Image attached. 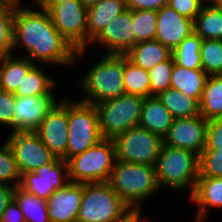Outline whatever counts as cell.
I'll return each mask as SVG.
<instances>
[{
  "label": "cell",
  "mask_w": 222,
  "mask_h": 222,
  "mask_svg": "<svg viewBox=\"0 0 222 222\" xmlns=\"http://www.w3.org/2000/svg\"><path fill=\"white\" fill-rule=\"evenodd\" d=\"M127 9L158 11L167 5V0H125Z\"/></svg>",
  "instance_id": "60d3db41"
},
{
  "label": "cell",
  "mask_w": 222,
  "mask_h": 222,
  "mask_svg": "<svg viewBox=\"0 0 222 222\" xmlns=\"http://www.w3.org/2000/svg\"><path fill=\"white\" fill-rule=\"evenodd\" d=\"M157 14L155 39L167 46L171 51L178 47L181 41L194 32V21L180 15L168 5L163 6Z\"/></svg>",
  "instance_id": "e0dca14e"
},
{
  "label": "cell",
  "mask_w": 222,
  "mask_h": 222,
  "mask_svg": "<svg viewBox=\"0 0 222 222\" xmlns=\"http://www.w3.org/2000/svg\"><path fill=\"white\" fill-rule=\"evenodd\" d=\"M58 101L55 94L15 96L13 131L35 132Z\"/></svg>",
  "instance_id": "5bb4252c"
},
{
  "label": "cell",
  "mask_w": 222,
  "mask_h": 222,
  "mask_svg": "<svg viewBox=\"0 0 222 222\" xmlns=\"http://www.w3.org/2000/svg\"><path fill=\"white\" fill-rule=\"evenodd\" d=\"M46 0H35V3H37L38 7H40Z\"/></svg>",
  "instance_id": "681fc988"
},
{
  "label": "cell",
  "mask_w": 222,
  "mask_h": 222,
  "mask_svg": "<svg viewBox=\"0 0 222 222\" xmlns=\"http://www.w3.org/2000/svg\"><path fill=\"white\" fill-rule=\"evenodd\" d=\"M15 57L11 55L0 59V89L10 93L16 91L26 74L36 65L26 57Z\"/></svg>",
  "instance_id": "cb8c5ba5"
},
{
  "label": "cell",
  "mask_w": 222,
  "mask_h": 222,
  "mask_svg": "<svg viewBox=\"0 0 222 222\" xmlns=\"http://www.w3.org/2000/svg\"><path fill=\"white\" fill-rule=\"evenodd\" d=\"M67 161L99 143L103 137L94 104L68 99Z\"/></svg>",
  "instance_id": "ba28073f"
},
{
  "label": "cell",
  "mask_w": 222,
  "mask_h": 222,
  "mask_svg": "<svg viewBox=\"0 0 222 222\" xmlns=\"http://www.w3.org/2000/svg\"><path fill=\"white\" fill-rule=\"evenodd\" d=\"M0 222H26L15 199L11 201L0 217Z\"/></svg>",
  "instance_id": "b9f144b4"
},
{
  "label": "cell",
  "mask_w": 222,
  "mask_h": 222,
  "mask_svg": "<svg viewBox=\"0 0 222 222\" xmlns=\"http://www.w3.org/2000/svg\"><path fill=\"white\" fill-rule=\"evenodd\" d=\"M116 160L155 166L163 145V138L138 126L113 139Z\"/></svg>",
  "instance_id": "30bf717a"
},
{
  "label": "cell",
  "mask_w": 222,
  "mask_h": 222,
  "mask_svg": "<svg viewBox=\"0 0 222 222\" xmlns=\"http://www.w3.org/2000/svg\"><path fill=\"white\" fill-rule=\"evenodd\" d=\"M199 176L222 177V148L202 151L199 155Z\"/></svg>",
  "instance_id": "8d00e7d4"
},
{
  "label": "cell",
  "mask_w": 222,
  "mask_h": 222,
  "mask_svg": "<svg viewBox=\"0 0 222 222\" xmlns=\"http://www.w3.org/2000/svg\"><path fill=\"white\" fill-rule=\"evenodd\" d=\"M202 70L208 75H222V40L203 39L200 47Z\"/></svg>",
  "instance_id": "1f68e13d"
},
{
  "label": "cell",
  "mask_w": 222,
  "mask_h": 222,
  "mask_svg": "<svg viewBox=\"0 0 222 222\" xmlns=\"http://www.w3.org/2000/svg\"><path fill=\"white\" fill-rule=\"evenodd\" d=\"M194 32L202 39L222 40V10L217 6L203 5L194 20Z\"/></svg>",
  "instance_id": "83f0119b"
},
{
  "label": "cell",
  "mask_w": 222,
  "mask_h": 222,
  "mask_svg": "<svg viewBox=\"0 0 222 222\" xmlns=\"http://www.w3.org/2000/svg\"><path fill=\"white\" fill-rule=\"evenodd\" d=\"M40 7L48 11L54 27L76 51V63L87 51V8L80 0L42 4Z\"/></svg>",
  "instance_id": "9c48e42d"
},
{
  "label": "cell",
  "mask_w": 222,
  "mask_h": 222,
  "mask_svg": "<svg viewBox=\"0 0 222 222\" xmlns=\"http://www.w3.org/2000/svg\"><path fill=\"white\" fill-rule=\"evenodd\" d=\"M208 120L197 115L192 118L174 119L163 144L188 149L200 155L206 146Z\"/></svg>",
  "instance_id": "9a60e30c"
},
{
  "label": "cell",
  "mask_w": 222,
  "mask_h": 222,
  "mask_svg": "<svg viewBox=\"0 0 222 222\" xmlns=\"http://www.w3.org/2000/svg\"><path fill=\"white\" fill-rule=\"evenodd\" d=\"M167 5L193 21L203 6L200 0H167Z\"/></svg>",
  "instance_id": "f35d334b"
},
{
  "label": "cell",
  "mask_w": 222,
  "mask_h": 222,
  "mask_svg": "<svg viewBox=\"0 0 222 222\" xmlns=\"http://www.w3.org/2000/svg\"><path fill=\"white\" fill-rule=\"evenodd\" d=\"M156 178L160 189L194 192L199 177V155L191 150L163 144L157 159Z\"/></svg>",
  "instance_id": "3957f363"
},
{
  "label": "cell",
  "mask_w": 222,
  "mask_h": 222,
  "mask_svg": "<svg viewBox=\"0 0 222 222\" xmlns=\"http://www.w3.org/2000/svg\"><path fill=\"white\" fill-rule=\"evenodd\" d=\"M123 82L125 92L140 95L144 98L151 96V85L148 70H145L124 55Z\"/></svg>",
  "instance_id": "f546056e"
},
{
  "label": "cell",
  "mask_w": 222,
  "mask_h": 222,
  "mask_svg": "<svg viewBox=\"0 0 222 222\" xmlns=\"http://www.w3.org/2000/svg\"><path fill=\"white\" fill-rule=\"evenodd\" d=\"M200 2H201L203 5L216 6V4L219 2V0H200Z\"/></svg>",
  "instance_id": "7dc6e473"
},
{
  "label": "cell",
  "mask_w": 222,
  "mask_h": 222,
  "mask_svg": "<svg viewBox=\"0 0 222 222\" xmlns=\"http://www.w3.org/2000/svg\"><path fill=\"white\" fill-rule=\"evenodd\" d=\"M222 148V117L208 120L204 149Z\"/></svg>",
  "instance_id": "ab89813d"
},
{
  "label": "cell",
  "mask_w": 222,
  "mask_h": 222,
  "mask_svg": "<svg viewBox=\"0 0 222 222\" xmlns=\"http://www.w3.org/2000/svg\"><path fill=\"white\" fill-rule=\"evenodd\" d=\"M124 55L105 54L80 80L85 92L80 101L96 104L126 93L123 82Z\"/></svg>",
  "instance_id": "277c9868"
},
{
  "label": "cell",
  "mask_w": 222,
  "mask_h": 222,
  "mask_svg": "<svg viewBox=\"0 0 222 222\" xmlns=\"http://www.w3.org/2000/svg\"><path fill=\"white\" fill-rule=\"evenodd\" d=\"M35 133L57 158L67 161L69 134L67 99H61L54 105Z\"/></svg>",
  "instance_id": "4fadbf2b"
},
{
  "label": "cell",
  "mask_w": 222,
  "mask_h": 222,
  "mask_svg": "<svg viewBox=\"0 0 222 222\" xmlns=\"http://www.w3.org/2000/svg\"><path fill=\"white\" fill-rule=\"evenodd\" d=\"M174 62V58L171 55L167 60L158 63L148 70L151 85V96H157L159 93L171 87V74Z\"/></svg>",
  "instance_id": "d590c367"
},
{
  "label": "cell",
  "mask_w": 222,
  "mask_h": 222,
  "mask_svg": "<svg viewBox=\"0 0 222 222\" xmlns=\"http://www.w3.org/2000/svg\"><path fill=\"white\" fill-rule=\"evenodd\" d=\"M0 3L10 4L13 6H20L21 0H0Z\"/></svg>",
  "instance_id": "bcb514c9"
},
{
  "label": "cell",
  "mask_w": 222,
  "mask_h": 222,
  "mask_svg": "<svg viewBox=\"0 0 222 222\" xmlns=\"http://www.w3.org/2000/svg\"><path fill=\"white\" fill-rule=\"evenodd\" d=\"M134 21L135 45L154 40L156 36L157 14L153 10H132Z\"/></svg>",
  "instance_id": "836d02e7"
},
{
  "label": "cell",
  "mask_w": 222,
  "mask_h": 222,
  "mask_svg": "<svg viewBox=\"0 0 222 222\" xmlns=\"http://www.w3.org/2000/svg\"><path fill=\"white\" fill-rule=\"evenodd\" d=\"M216 6L222 10V0H219V2L216 4Z\"/></svg>",
  "instance_id": "f907efd6"
},
{
  "label": "cell",
  "mask_w": 222,
  "mask_h": 222,
  "mask_svg": "<svg viewBox=\"0 0 222 222\" xmlns=\"http://www.w3.org/2000/svg\"><path fill=\"white\" fill-rule=\"evenodd\" d=\"M83 197V184L69 182L55 190L47 199L50 222H71L79 215Z\"/></svg>",
  "instance_id": "ac0fdd59"
},
{
  "label": "cell",
  "mask_w": 222,
  "mask_h": 222,
  "mask_svg": "<svg viewBox=\"0 0 222 222\" xmlns=\"http://www.w3.org/2000/svg\"><path fill=\"white\" fill-rule=\"evenodd\" d=\"M125 55L135 65L150 70L158 63L167 60L172 51L154 39L137 43Z\"/></svg>",
  "instance_id": "603a6c76"
},
{
  "label": "cell",
  "mask_w": 222,
  "mask_h": 222,
  "mask_svg": "<svg viewBox=\"0 0 222 222\" xmlns=\"http://www.w3.org/2000/svg\"><path fill=\"white\" fill-rule=\"evenodd\" d=\"M127 9L125 0H100L87 9V46L117 16Z\"/></svg>",
  "instance_id": "d6986e66"
},
{
  "label": "cell",
  "mask_w": 222,
  "mask_h": 222,
  "mask_svg": "<svg viewBox=\"0 0 222 222\" xmlns=\"http://www.w3.org/2000/svg\"><path fill=\"white\" fill-rule=\"evenodd\" d=\"M15 186L0 183V217L14 199Z\"/></svg>",
  "instance_id": "7bdbcfd3"
},
{
  "label": "cell",
  "mask_w": 222,
  "mask_h": 222,
  "mask_svg": "<svg viewBox=\"0 0 222 222\" xmlns=\"http://www.w3.org/2000/svg\"><path fill=\"white\" fill-rule=\"evenodd\" d=\"M15 95L0 89V124L13 131Z\"/></svg>",
  "instance_id": "74e56055"
},
{
  "label": "cell",
  "mask_w": 222,
  "mask_h": 222,
  "mask_svg": "<svg viewBox=\"0 0 222 222\" xmlns=\"http://www.w3.org/2000/svg\"><path fill=\"white\" fill-rule=\"evenodd\" d=\"M115 161L113 139H102L67 161L69 181L79 184L107 182Z\"/></svg>",
  "instance_id": "5b68a950"
},
{
  "label": "cell",
  "mask_w": 222,
  "mask_h": 222,
  "mask_svg": "<svg viewBox=\"0 0 222 222\" xmlns=\"http://www.w3.org/2000/svg\"><path fill=\"white\" fill-rule=\"evenodd\" d=\"M129 206L107 182L84 183L78 220L83 222H118Z\"/></svg>",
  "instance_id": "52a82bcc"
},
{
  "label": "cell",
  "mask_w": 222,
  "mask_h": 222,
  "mask_svg": "<svg viewBox=\"0 0 222 222\" xmlns=\"http://www.w3.org/2000/svg\"><path fill=\"white\" fill-rule=\"evenodd\" d=\"M15 6L0 3V59L13 55Z\"/></svg>",
  "instance_id": "d6a6232c"
},
{
  "label": "cell",
  "mask_w": 222,
  "mask_h": 222,
  "mask_svg": "<svg viewBox=\"0 0 222 222\" xmlns=\"http://www.w3.org/2000/svg\"><path fill=\"white\" fill-rule=\"evenodd\" d=\"M107 50L106 54L125 55L135 45L132 10L126 9L114 18L91 42Z\"/></svg>",
  "instance_id": "2e32d148"
},
{
  "label": "cell",
  "mask_w": 222,
  "mask_h": 222,
  "mask_svg": "<svg viewBox=\"0 0 222 222\" xmlns=\"http://www.w3.org/2000/svg\"><path fill=\"white\" fill-rule=\"evenodd\" d=\"M68 0H46L43 4H60V3H64ZM71 1V0H69Z\"/></svg>",
  "instance_id": "c3c4849f"
},
{
  "label": "cell",
  "mask_w": 222,
  "mask_h": 222,
  "mask_svg": "<svg viewBox=\"0 0 222 222\" xmlns=\"http://www.w3.org/2000/svg\"><path fill=\"white\" fill-rule=\"evenodd\" d=\"M43 70L35 65L26 74L13 94L19 97L54 94L53 88L56 86V81Z\"/></svg>",
  "instance_id": "4316f807"
},
{
  "label": "cell",
  "mask_w": 222,
  "mask_h": 222,
  "mask_svg": "<svg viewBox=\"0 0 222 222\" xmlns=\"http://www.w3.org/2000/svg\"><path fill=\"white\" fill-rule=\"evenodd\" d=\"M68 162L55 158L34 172L21 174L19 187L38 198L47 199L69 183Z\"/></svg>",
  "instance_id": "7c38bea8"
},
{
  "label": "cell",
  "mask_w": 222,
  "mask_h": 222,
  "mask_svg": "<svg viewBox=\"0 0 222 222\" xmlns=\"http://www.w3.org/2000/svg\"><path fill=\"white\" fill-rule=\"evenodd\" d=\"M190 199L200 206L194 222H203L208 207H222V177L199 176Z\"/></svg>",
  "instance_id": "ffe728a7"
},
{
  "label": "cell",
  "mask_w": 222,
  "mask_h": 222,
  "mask_svg": "<svg viewBox=\"0 0 222 222\" xmlns=\"http://www.w3.org/2000/svg\"><path fill=\"white\" fill-rule=\"evenodd\" d=\"M71 222H83V221L76 219V220H73Z\"/></svg>",
  "instance_id": "816d5d0a"
},
{
  "label": "cell",
  "mask_w": 222,
  "mask_h": 222,
  "mask_svg": "<svg viewBox=\"0 0 222 222\" xmlns=\"http://www.w3.org/2000/svg\"><path fill=\"white\" fill-rule=\"evenodd\" d=\"M141 208L139 207H129L124 215V220L126 222H149L147 219L141 218ZM142 219V221H141Z\"/></svg>",
  "instance_id": "ee69618b"
},
{
  "label": "cell",
  "mask_w": 222,
  "mask_h": 222,
  "mask_svg": "<svg viewBox=\"0 0 222 222\" xmlns=\"http://www.w3.org/2000/svg\"><path fill=\"white\" fill-rule=\"evenodd\" d=\"M3 143L0 145V183L7 185L13 183L12 185L17 187L20 184L21 174L11 147L7 141Z\"/></svg>",
  "instance_id": "e575fe53"
},
{
  "label": "cell",
  "mask_w": 222,
  "mask_h": 222,
  "mask_svg": "<svg viewBox=\"0 0 222 222\" xmlns=\"http://www.w3.org/2000/svg\"><path fill=\"white\" fill-rule=\"evenodd\" d=\"M6 141L13 151L20 174L34 172L56 158L35 132L12 131Z\"/></svg>",
  "instance_id": "8fae6325"
},
{
  "label": "cell",
  "mask_w": 222,
  "mask_h": 222,
  "mask_svg": "<svg viewBox=\"0 0 222 222\" xmlns=\"http://www.w3.org/2000/svg\"><path fill=\"white\" fill-rule=\"evenodd\" d=\"M107 183L129 207H139L144 199L160 190L155 166L119 160L115 161Z\"/></svg>",
  "instance_id": "7a4b0ae2"
},
{
  "label": "cell",
  "mask_w": 222,
  "mask_h": 222,
  "mask_svg": "<svg viewBox=\"0 0 222 222\" xmlns=\"http://www.w3.org/2000/svg\"><path fill=\"white\" fill-rule=\"evenodd\" d=\"M14 199L18 203L26 222H50L45 199L38 198L19 186L15 188Z\"/></svg>",
  "instance_id": "f1b7e54d"
},
{
  "label": "cell",
  "mask_w": 222,
  "mask_h": 222,
  "mask_svg": "<svg viewBox=\"0 0 222 222\" xmlns=\"http://www.w3.org/2000/svg\"><path fill=\"white\" fill-rule=\"evenodd\" d=\"M199 107L206 120L222 117V75H209Z\"/></svg>",
  "instance_id": "484cf974"
},
{
  "label": "cell",
  "mask_w": 222,
  "mask_h": 222,
  "mask_svg": "<svg viewBox=\"0 0 222 222\" xmlns=\"http://www.w3.org/2000/svg\"><path fill=\"white\" fill-rule=\"evenodd\" d=\"M85 8L92 7L96 5L100 0H80Z\"/></svg>",
  "instance_id": "f6af8a7d"
},
{
  "label": "cell",
  "mask_w": 222,
  "mask_h": 222,
  "mask_svg": "<svg viewBox=\"0 0 222 222\" xmlns=\"http://www.w3.org/2000/svg\"><path fill=\"white\" fill-rule=\"evenodd\" d=\"M144 97L124 93L95 105L103 139H114L128 129L138 126Z\"/></svg>",
  "instance_id": "8992f818"
},
{
  "label": "cell",
  "mask_w": 222,
  "mask_h": 222,
  "mask_svg": "<svg viewBox=\"0 0 222 222\" xmlns=\"http://www.w3.org/2000/svg\"><path fill=\"white\" fill-rule=\"evenodd\" d=\"M39 8L15 6L13 51L23 47L26 58L35 64L74 66L76 51L54 27L48 11Z\"/></svg>",
  "instance_id": "6da1fadb"
},
{
  "label": "cell",
  "mask_w": 222,
  "mask_h": 222,
  "mask_svg": "<svg viewBox=\"0 0 222 222\" xmlns=\"http://www.w3.org/2000/svg\"><path fill=\"white\" fill-rule=\"evenodd\" d=\"M202 40L195 32L183 39L180 45L172 51L175 63L189 69H202L200 58Z\"/></svg>",
  "instance_id": "4dcf8cb0"
},
{
  "label": "cell",
  "mask_w": 222,
  "mask_h": 222,
  "mask_svg": "<svg viewBox=\"0 0 222 222\" xmlns=\"http://www.w3.org/2000/svg\"><path fill=\"white\" fill-rule=\"evenodd\" d=\"M208 77L209 75L202 69H189L174 62L170 88L179 90L200 102Z\"/></svg>",
  "instance_id": "7402d4cb"
},
{
  "label": "cell",
  "mask_w": 222,
  "mask_h": 222,
  "mask_svg": "<svg viewBox=\"0 0 222 222\" xmlns=\"http://www.w3.org/2000/svg\"><path fill=\"white\" fill-rule=\"evenodd\" d=\"M174 121L173 115L164 107L157 96L144 98L138 125L162 138Z\"/></svg>",
  "instance_id": "44dd1931"
},
{
  "label": "cell",
  "mask_w": 222,
  "mask_h": 222,
  "mask_svg": "<svg viewBox=\"0 0 222 222\" xmlns=\"http://www.w3.org/2000/svg\"><path fill=\"white\" fill-rule=\"evenodd\" d=\"M174 119L192 118L200 115L199 102L179 90L169 88L157 95Z\"/></svg>",
  "instance_id": "d4e9b609"
}]
</instances>
